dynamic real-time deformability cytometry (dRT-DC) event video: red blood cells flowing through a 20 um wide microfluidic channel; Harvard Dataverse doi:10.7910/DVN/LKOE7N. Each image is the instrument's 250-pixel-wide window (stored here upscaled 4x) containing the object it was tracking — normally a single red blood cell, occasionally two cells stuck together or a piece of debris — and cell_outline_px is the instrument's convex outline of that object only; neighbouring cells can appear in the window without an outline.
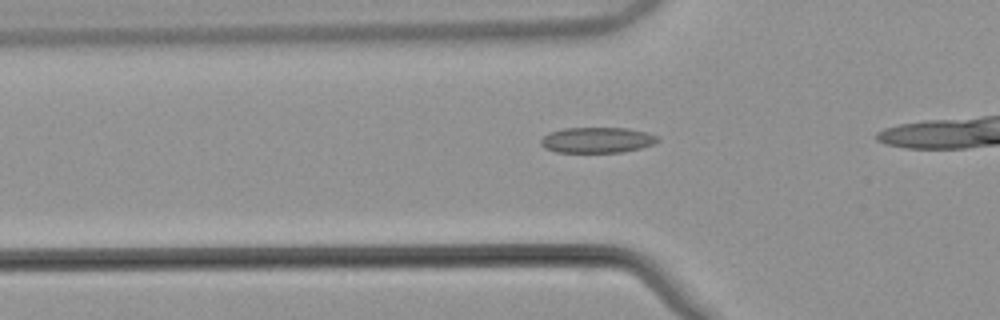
{"species": "common noctule bat (a hibernating species)", "species_latin": "Nyctalus noctula", "temperature_condition": "warm", "stored_images_in_passage": 30, "camera_frame_rate_fps": 3000, "um_per_image_px": 0.085, "animal": {"sex": "male", "body_mass_g": 21.5, "forearm_length_mm": 52.0}, "frame": {"image": 1, "passage_image": 5, "time_ms": 1.333, "image_size_px": [1000, 320], "cell_outline_px": [[660, 140], [656, 144], [624, 152], [556, 152], [544, 148], [540, 144], [540, 140], [548, 132], [564, 128], [628, 128], [648, 132], [656, 136]], "centroid_in_image_um": [50.76, 11.9], "position_along_channel_um": 75.0, "area_um2": 17.63}}
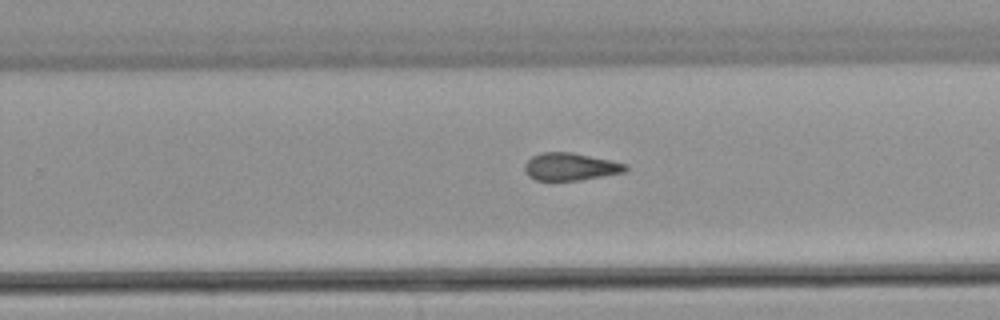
{"frame": {"image": 2, "passage_image": 21, "time_ms": 6.667, "image_size_px": [1000, 320], "cell_outline_px": [[628, 168], [624, 172], [580, 180], [536, 180], [528, 176], [524, 168], [524, 164], [532, 156], [540, 152], [572, 152], [612, 160], [628, 164]], "centroid_in_image_um": [48.49, 14.16], "position_along_channel_um": 281.3, "area_um2": 16.24}}
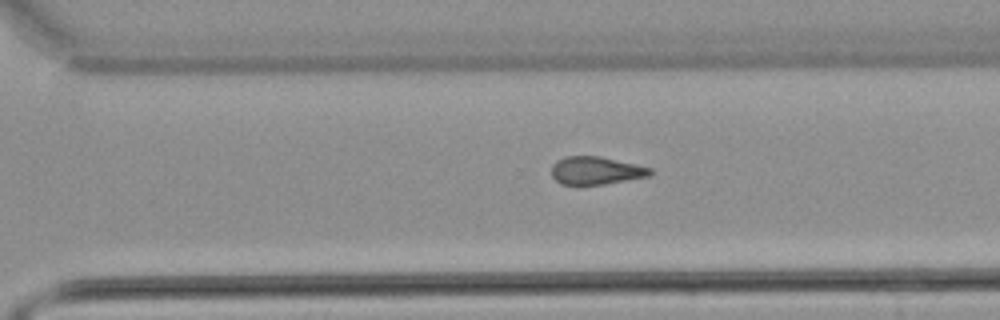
{"frame": {"image": 3, "passage_image": 24, "time_ms": 7.667, "image_size_px": [1000, 320], "cell_outline_px": [[652, 172], [648, 176], [604, 184], [560, 184], [552, 176], [552, 164], [556, 160], [564, 156], [600, 156], [636, 164], [652, 168]], "centroid_in_image_um": [50.63, 14.48], "position_along_channel_um": 320.0, "area_um2": 15.95}}